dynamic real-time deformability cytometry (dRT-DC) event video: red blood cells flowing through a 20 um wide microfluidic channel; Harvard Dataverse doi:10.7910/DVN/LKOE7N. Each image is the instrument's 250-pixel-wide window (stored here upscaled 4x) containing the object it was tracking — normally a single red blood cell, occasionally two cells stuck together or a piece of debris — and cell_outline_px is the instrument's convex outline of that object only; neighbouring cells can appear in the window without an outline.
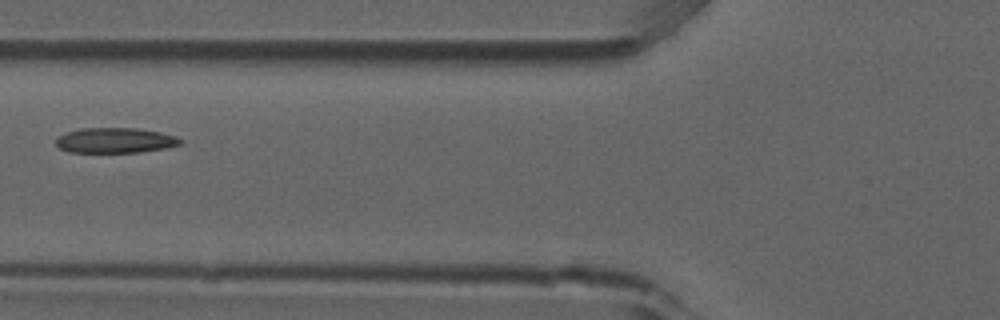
{"species": "common noctule bat (a hibernating species)", "species_latin": "Nyctalus noctula", "temperature_condition": "room temperature", "stored_images_in_passage": 6, "camera_frame_rate_fps": 3000, "um_per_image_px": 0.085, "animal": {"sex": "male", "forearm_length_mm": 52.5}, "frame": {"image": 1, "passage_image": 5, "time_ms": 1.333, "image_size_px": [1000, 320], "cell_outline_px": [[184, 140], [180, 144], [164, 148], [140, 152], [68, 152], [60, 148], [56, 144], [56, 136], [80, 128], [136, 128], [160, 132], [176, 136]], "centroid_in_image_um": [9.78, 11.93], "position_along_channel_um": 116.0, "area_um2": 18.26}}
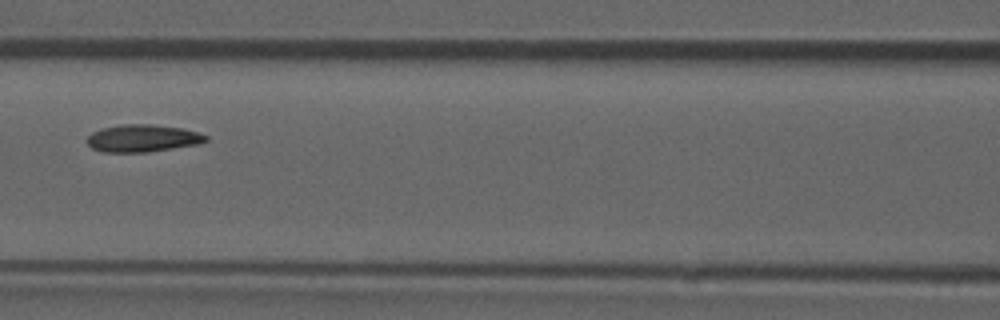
{"frame": {"image": 2, "passage_image": 6, "time_ms": 1.667, "image_size_px": [1000, 320], "cell_outline_px": [[208, 140], [200, 144], [148, 152], [100, 152], [92, 148], [84, 140], [92, 132], [100, 128], [120, 124], [148, 124], [184, 128], [208, 136]], "centroid_in_image_um": [12.09, 11.75], "position_along_channel_um": 154.5, "area_um2": 19.19}}